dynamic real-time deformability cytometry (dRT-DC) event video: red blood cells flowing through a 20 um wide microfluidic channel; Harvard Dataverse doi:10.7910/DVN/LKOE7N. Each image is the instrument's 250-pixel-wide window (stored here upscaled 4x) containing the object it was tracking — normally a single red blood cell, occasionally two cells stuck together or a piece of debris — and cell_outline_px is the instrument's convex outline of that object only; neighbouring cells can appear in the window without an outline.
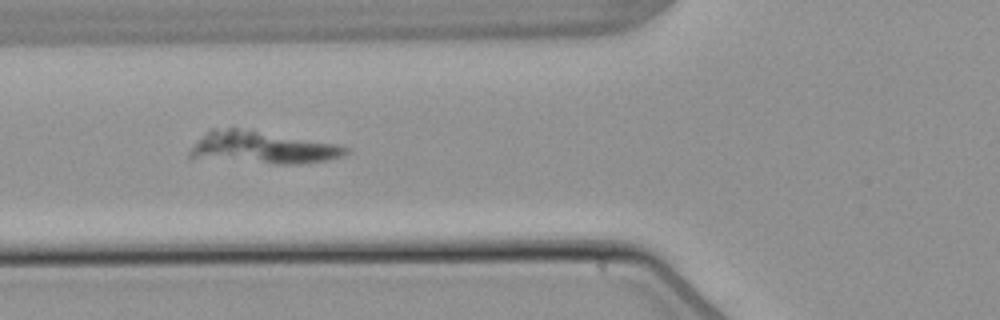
{"species": "common noctule bat (a hibernating species)", "species_latin": "Nyctalus noctula", "temperature_condition": "warm", "stored_images_in_passage": 5, "camera_frame_rate_fps": 3000, "um_per_image_px": 0.085, "animal": {"sex": "male", "body_mass_g": 21.5, "forearm_length_mm": 52.0}, "frame": {"image": 1, "passage_image": 4, "time_ms": 3.667, "image_size_px": [1000, 320], "cell_outline_px": [[352, 148], [348, 152], [340, 156], [324, 160], [296, 164], [276, 164], [188, 156], [188, 152], [212, 128], [236, 128], [340, 144]], "centroid_in_image_um": [22.41, 12.54], "position_along_channel_um": 103.4, "area_um2": 28.38}}